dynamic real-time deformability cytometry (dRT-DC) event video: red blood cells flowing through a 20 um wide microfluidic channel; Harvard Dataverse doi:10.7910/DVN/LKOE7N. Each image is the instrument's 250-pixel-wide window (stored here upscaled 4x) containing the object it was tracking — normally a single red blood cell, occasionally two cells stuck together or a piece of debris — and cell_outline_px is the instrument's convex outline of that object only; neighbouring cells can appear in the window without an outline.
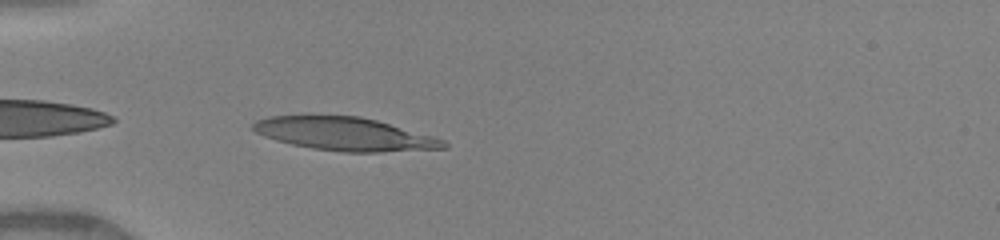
{"species": "human", "species_latin": "Homo sapiens", "temperature_condition": "warm", "stored_images_in_passage": 31, "camera_frame_rate_fps": 3000, "um_per_image_px": 0.085, "donor": {"sex": "female"}, "frame": {"image": 1, "passage_image": 1, "time_ms": 0.0, "image_size_px": [1000, 240], "cell_outline_px": [[448, 148], [380, 152], [344, 152], [312, 148], [292, 144], [276, 140], [264, 136], [248, 128], [256, 120], [268, 116], [308, 112], [360, 116], [376, 120], [432, 136], [444, 140], [448, 144]], "centroid_in_image_um": [29.18, 11.33], "position_along_channel_um": 55.8, "area_um2": 37.97}}
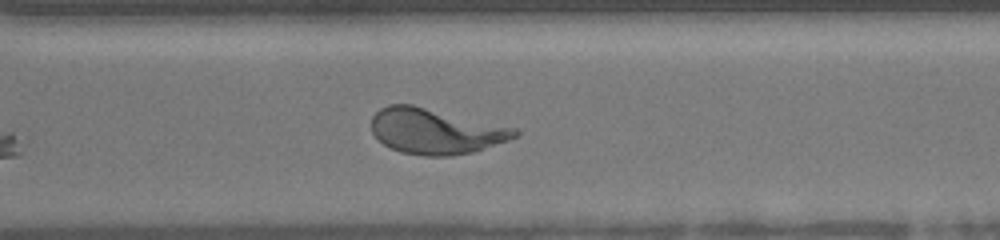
{"frame": {"image": 2, "passage_image": 22, "time_ms": 7.0, "image_size_px": [1000, 240], "cell_outline_px": [[520, 132], [516, 136], [508, 140], [472, 152], [452, 156], [424, 156], [400, 152], [384, 144], [372, 132], [372, 116], [380, 108], [388, 104], [412, 104], [512, 128]], "centroid_in_image_um": [36.95, 11.16], "position_along_channel_um": 333.6, "area_um2": 37.45}}